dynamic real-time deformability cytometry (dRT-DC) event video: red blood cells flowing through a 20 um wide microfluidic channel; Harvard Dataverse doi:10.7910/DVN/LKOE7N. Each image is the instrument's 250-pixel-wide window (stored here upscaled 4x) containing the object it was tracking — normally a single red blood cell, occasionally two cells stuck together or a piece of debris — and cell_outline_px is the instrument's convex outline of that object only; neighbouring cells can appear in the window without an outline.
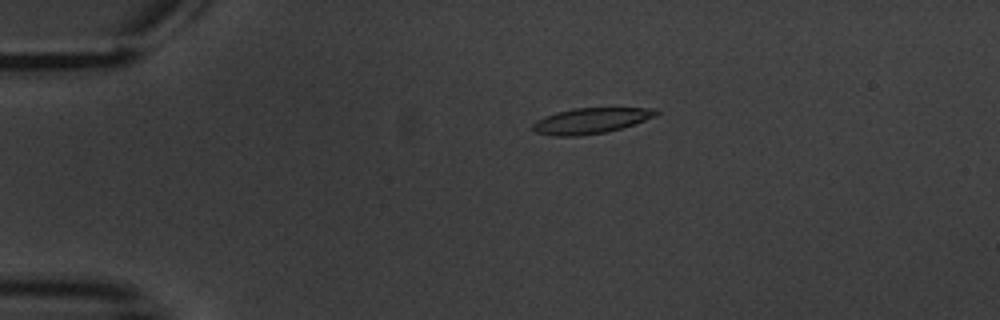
{"species": "common noctule bat (a hibernating species)", "species_latin": "Nyctalus noctula", "temperature_condition": "warm", "stored_images_in_passage": 6, "camera_frame_rate_fps": 3000, "um_per_image_px": 0.085, "animal": {"sex": "male", "body_mass_g": 20.1, "forearm_length_mm": 53.5}, "frame": {"image": 1, "passage_image": 4, "time_ms": 4.0, "image_size_px": [1000, 320], "cell_outline_px": [[660, 112], [656, 116], [636, 124], [604, 132], [580, 136], [552, 136], [536, 132], [532, 128], [532, 124], [536, 120], [544, 116], [556, 112], [572, 108], [656, 108]], "centroid_in_image_um": [50.22, 10.25], "position_along_channel_um": 34.8, "area_um2": 18.55}}
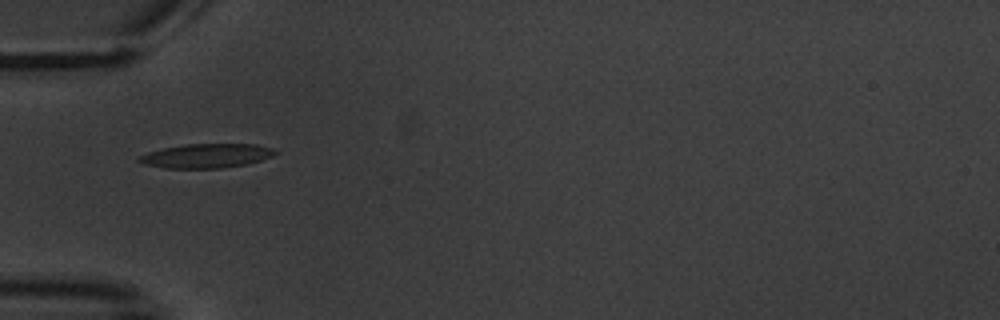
{"frame": {"image": 2, "passage_image": 6, "time_ms": 6.333, "image_size_px": [1000, 320], "cell_outline_px": [[280, 152], [272, 156], [248, 164], [220, 168], [164, 168], [144, 164], [136, 160], [136, 156], [148, 152], [164, 148], [188, 144], [256, 144], [272, 148]], "centroid_in_image_um": [17.54, 13.24], "position_along_channel_um": 67.5, "area_um2": 19.25}}